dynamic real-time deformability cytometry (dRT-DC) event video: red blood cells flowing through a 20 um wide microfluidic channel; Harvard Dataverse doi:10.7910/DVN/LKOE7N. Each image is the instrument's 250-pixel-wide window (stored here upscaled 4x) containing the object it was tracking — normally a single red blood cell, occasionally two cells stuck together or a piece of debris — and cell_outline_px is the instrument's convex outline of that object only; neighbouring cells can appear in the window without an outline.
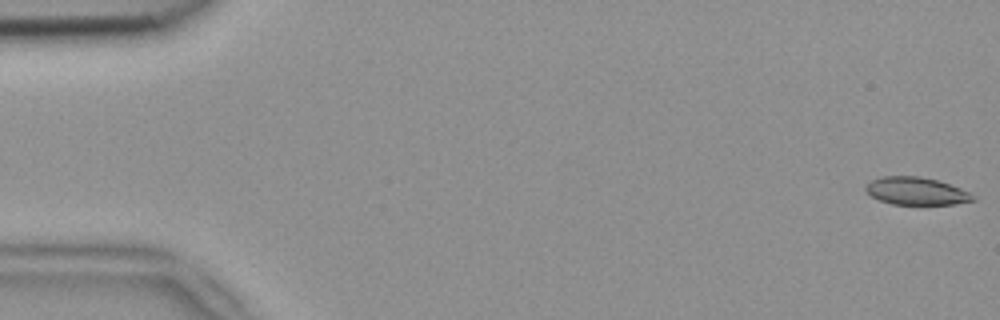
{"species": "common noctule bat (a hibernating species)", "species_latin": "Nyctalus noctula", "temperature_condition": "room temperature", "stored_images_in_passage": 5, "camera_frame_rate_fps": 3000, "um_per_image_px": 0.085, "animal": {"sex": "female", "body_mass_g": 18.4}, "frame": {"image": 1, "passage_image": 1, "time_ms": 0.0, "image_size_px": [1000, 320], "cell_outline_px": [[976, 200], [956, 204], [892, 204], [880, 200], [872, 196], [864, 188], [872, 180], [884, 176], [920, 176], [936, 180], [960, 188], [968, 192]], "centroid_in_image_um": [77.88, 16.24], "position_along_channel_um": 7.1, "area_um2": 16.94}}